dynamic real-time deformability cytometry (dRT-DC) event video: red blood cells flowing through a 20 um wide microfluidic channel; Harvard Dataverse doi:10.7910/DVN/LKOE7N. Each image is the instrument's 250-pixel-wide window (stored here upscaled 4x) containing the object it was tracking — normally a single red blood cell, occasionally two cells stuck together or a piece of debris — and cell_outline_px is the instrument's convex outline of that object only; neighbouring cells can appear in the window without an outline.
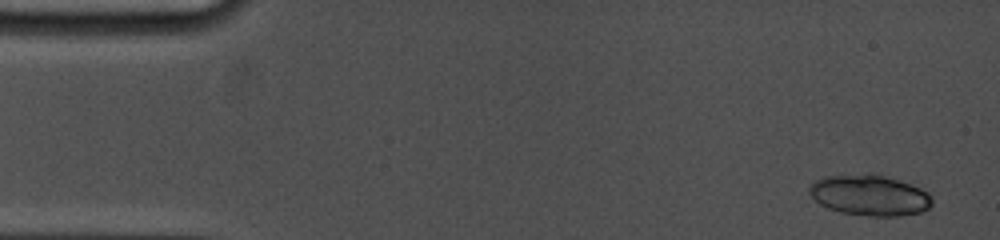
{"species": "common noctule bat (a hibernating species)", "species_latin": "Nyctalus noctula", "temperature_condition": "cold", "stored_images_in_passage": 4, "camera_frame_rate_fps": 5000, "um_per_image_px": 0.085, "animal": {"sex": "female", "body_mass_g": 19.0, "forearm_length_mm": 53.3}, "frame": {"image": 1, "passage_image": 1, "time_ms": 0.0, "image_size_px": [1000, 240], "cell_outline_px": [[932, 204], [928, 208], [920, 212], [900, 216], [868, 216], [840, 212], [828, 208], [820, 204], [808, 192], [808, 188], [816, 180], [824, 176], [876, 172], [920, 188], [928, 192], [932, 200]], "centroid_in_image_um": [73.91, 16.58], "position_along_channel_um": 11.1, "area_um2": 29.36}}